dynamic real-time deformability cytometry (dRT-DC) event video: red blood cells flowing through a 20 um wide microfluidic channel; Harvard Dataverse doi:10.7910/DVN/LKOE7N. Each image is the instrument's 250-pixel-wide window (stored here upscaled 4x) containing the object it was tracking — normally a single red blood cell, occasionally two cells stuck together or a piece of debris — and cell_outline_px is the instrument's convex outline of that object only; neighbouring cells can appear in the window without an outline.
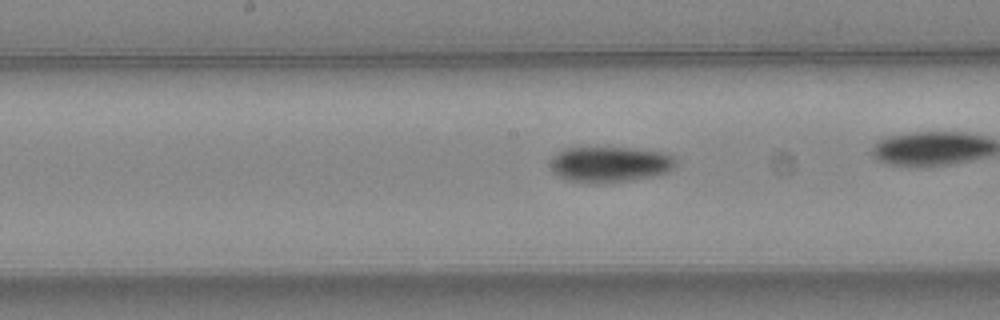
{"species": "common noctule bat (a hibernating species)", "species_latin": "Nyctalus noctula", "temperature_condition": "warm", "stored_images_in_passage": 34, "camera_frame_rate_fps": 3000, "um_per_image_px": 0.085, "animal": {"sex": "female", "body_mass_g": 24.6, "forearm_length_mm": 56.2}, "frame": {"image": 1, "passage_image": 20, "time_ms": 6.333, "image_size_px": [1000, 320], "cell_outline_px": [[676, 164], [668, 172], [632, 180], [600, 184], [584, 184], [568, 180], [552, 172], [548, 164], [548, 160], [552, 156], [564, 148], [632, 148], [660, 152], [672, 156], [676, 160]], "centroid_in_image_um": [51.75, 13.98], "position_along_channel_um": 196.4, "area_um2": 26.36}}
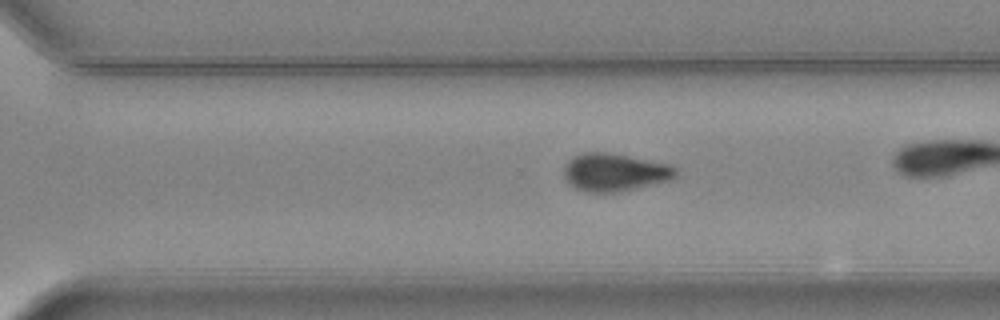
{"frame": {"image": 2, "passage_image": 29, "time_ms": 9.333, "image_size_px": [1000, 320], "cell_outline_px": [[680, 168], [676, 176], [672, 180], [612, 192], [588, 192], [576, 188], [564, 176], [564, 164], [572, 156], [584, 152], [608, 152], [672, 164]], "centroid_in_image_um": [52.29, 14.61], "position_along_channel_um": 318.3, "area_um2": 24.68}}